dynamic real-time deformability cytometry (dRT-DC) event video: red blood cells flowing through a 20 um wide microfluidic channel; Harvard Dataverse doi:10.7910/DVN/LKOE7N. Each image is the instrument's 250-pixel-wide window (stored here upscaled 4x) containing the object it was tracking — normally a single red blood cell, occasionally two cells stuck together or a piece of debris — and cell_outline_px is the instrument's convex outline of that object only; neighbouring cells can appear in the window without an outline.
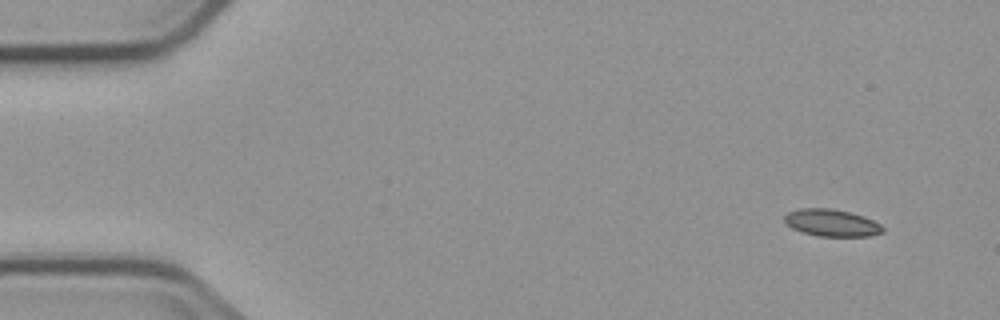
{"species": "common noctule bat (a hibernating species)", "species_latin": "Nyctalus noctula", "temperature_condition": "cold", "stored_images_in_passage": 7, "camera_frame_rate_fps": 3000, "um_per_image_px": 0.085, "animal": {"sex": "male", "body_mass_g": 23.1, "forearm_length_mm": 52.7}, "frame": {"image": 1, "passage_image": 1, "time_ms": 0.0, "image_size_px": [1000, 320], "cell_outline_px": [[884, 232], [872, 236], [816, 236], [792, 228], [784, 224], [784, 216], [788, 212], [800, 208], [828, 208], [848, 212], [864, 216], [880, 224], [884, 228]], "centroid_in_image_um": [70.68, 18.94], "position_along_channel_um": 14.3, "area_um2": 15.55}}
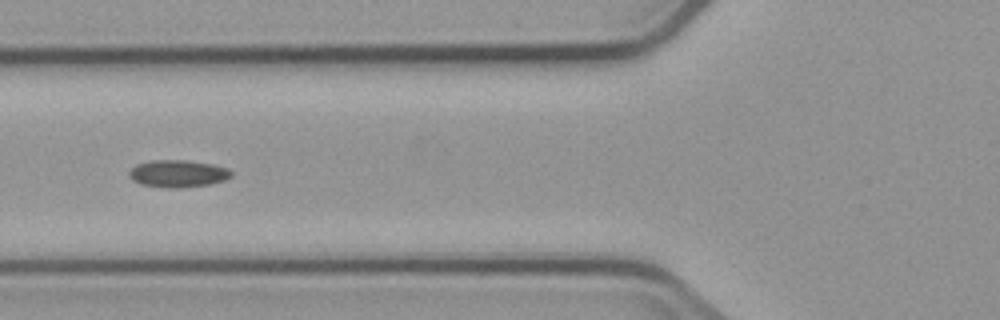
{"frame": {"image": 2, "passage_image": 6, "time_ms": 5.667, "image_size_px": [1000, 320], "cell_outline_px": [[232, 176], [224, 180], [208, 184], [180, 188], [168, 188], [140, 184], [132, 180], [128, 172], [136, 164], [152, 160], [184, 160], [212, 164], [228, 168], [232, 172]], "centroid_in_image_um": [15.11, 14.75], "position_along_channel_um": 110.7, "area_um2": 16.18}}
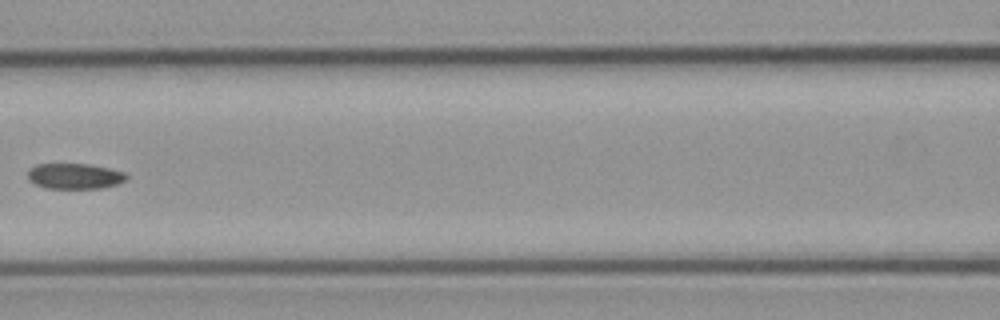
{"frame": {"image": 3, "passage_image": 7, "time_ms": 7.0, "image_size_px": [1000, 320], "cell_outline_px": [[128, 176], [124, 180], [116, 184], [104, 188], [44, 188], [28, 180], [28, 172], [36, 164], [88, 164], [108, 168], [124, 172]], "centroid_in_image_um": [6.33, 14.97], "position_along_channel_um": 160.3, "area_um2": 14.57}}